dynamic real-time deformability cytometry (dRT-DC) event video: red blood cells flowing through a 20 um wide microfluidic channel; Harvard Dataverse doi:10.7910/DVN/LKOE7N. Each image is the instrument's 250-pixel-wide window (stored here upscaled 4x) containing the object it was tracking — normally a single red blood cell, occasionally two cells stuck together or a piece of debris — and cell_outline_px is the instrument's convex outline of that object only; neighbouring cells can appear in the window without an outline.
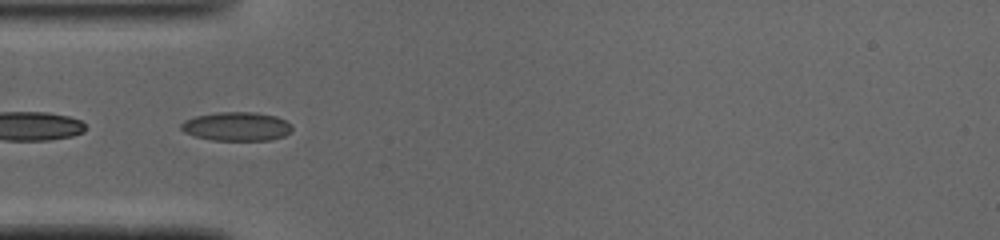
{"species": "common noctule bat (a hibernating species)", "species_latin": "Nyctalus noctula", "temperature_condition": "cold", "stored_images_in_passage": 36, "camera_frame_rate_fps": 3000, "um_per_image_px": 0.085, "animal": {"sex": "male", "body_mass_g": 19.0, "forearm_length_mm": 50.8}, "frame": {"image": 1, "passage_image": 6, "time_ms": 1.667, "image_size_px": [1000, 240], "cell_outline_px": [[292, 132], [284, 136], [272, 140], [212, 140], [196, 136], [184, 132], [180, 128], [180, 124], [184, 120], [196, 116], [216, 112], [256, 112], [276, 116], [292, 124]], "centroid_in_image_um": [20.13, 10.74], "position_along_channel_um": 64.9, "area_um2": 18.79}}
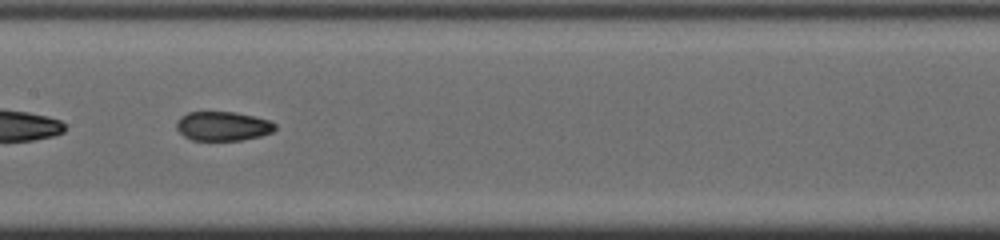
{"frame": {"image": 2, "passage_image": 15, "time_ms": 4.667, "image_size_px": [1000, 240], "cell_outline_px": [[276, 128], [272, 132], [260, 136], [240, 140], [192, 140], [184, 136], [176, 128], [176, 120], [180, 116], [188, 112], [236, 112], [268, 120], [276, 124]], "centroid_in_image_um": [18.91, 10.72], "position_along_channel_um": 188.5, "area_um2": 16.76}}
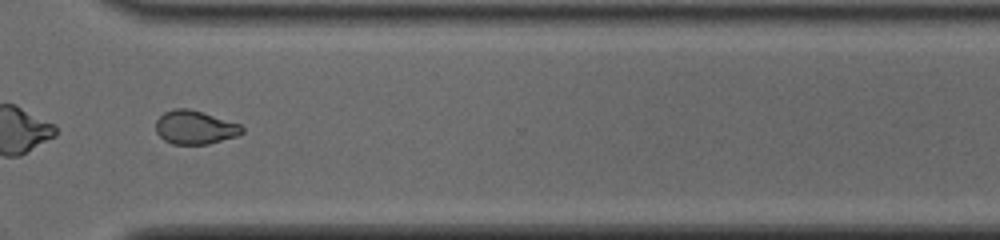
{"frame": {"image": 3, "passage_image": 27, "time_ms": 8.667, "image_size_px": [1000, 240], "cell_outline_px": [[244, 132], [236, 136], [208, 144], [172, 144], [164, 140], [156, 132], [156, 120], [164, 112], [172, 108], [188, 108], [240, 124], [244, 128]], "centroid_in_image_um": [16.55, 10.83], "position_along_channel_um": 354.1, "area_um2": 16.82}, "authors_computed_cell_mechanics": {"area_um2": 17.4845, "velocity_mm_per_s": 4.1238, "shape_relaxation_time_tau1_ms": null, "shape_relaxation_time_tau2_ms": 1.9712, "deformation_change_tau1": null, "deformation_change_tau2": 0.0602}}